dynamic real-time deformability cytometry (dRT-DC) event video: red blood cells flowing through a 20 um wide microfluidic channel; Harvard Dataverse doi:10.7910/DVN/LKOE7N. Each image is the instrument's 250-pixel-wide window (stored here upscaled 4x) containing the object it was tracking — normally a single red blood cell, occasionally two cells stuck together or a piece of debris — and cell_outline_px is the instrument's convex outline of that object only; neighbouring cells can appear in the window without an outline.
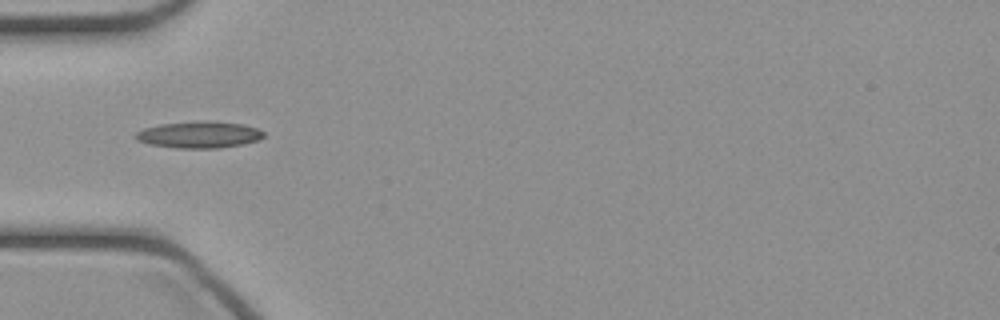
{"species": "common noctule bat (a hibernating species)", "species_latin": "Nyctalus noctula", "temperature_condition": "cold", "stored_images_in_passage": 32, "camera_frame_rate_fps": 3000, "um_per_image_px": 0.085, "animal": {"sex": "female", "body_mass_g": 21.9}, "frame": {"image": 1, "passage_image": 1, "time_ms": 0.0, "image_size_px": [1000, 320], "cell_outline_px": [[264, 136], [256, 140], [244, 144], [220, 148], [176, 148], [148, 144], [136, 140], [136, 132], [144, 128], [160, 124], [196, 120], [208, 120], [244, 124], [256, 128], [264, 132]], "centroid_in_image_um": [16.91, 11.44], "position_along_channel_um": 68.1, "area_um2": 20.11}}
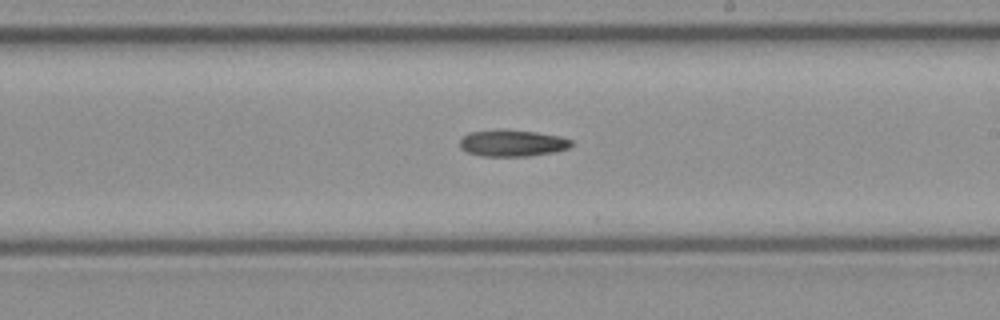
{"frame": {"image": 2, "passage_image": 13, "time_ms": 4.0, "image_size_px": [1000, 320], "cell_outline_px": [[572, 144], [568, 148], [552, 152], [528, 156], [484, 156], [468, 152], [460, 148], [460, 140], [468, 132], [536, 132], [560, 136], [572, 140]], "centroid_in_image_um": [43.58, 12.2], "position_along_channel_um": 245.4, "area_um2": 16.42}}
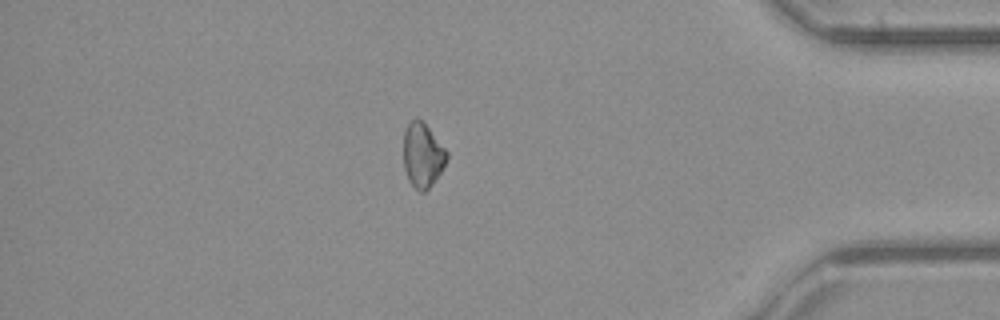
{"frame": {"image": 3, "passage_image": 26, "time_ms": 8.333, "image_size_px": [1000, 320], "cell_outline_px": [[448, 156], [440, 172], [432, 184], [424, 192], [420, 192], [408, 180], [404, 168], [404, 132], [408, 124], [416, 116], [428, 128], [448, 152]], "centroid_in_image_um": [35.9, 13.2], "position_along_channel_um": 399.3, "area_um2": 15.9}}